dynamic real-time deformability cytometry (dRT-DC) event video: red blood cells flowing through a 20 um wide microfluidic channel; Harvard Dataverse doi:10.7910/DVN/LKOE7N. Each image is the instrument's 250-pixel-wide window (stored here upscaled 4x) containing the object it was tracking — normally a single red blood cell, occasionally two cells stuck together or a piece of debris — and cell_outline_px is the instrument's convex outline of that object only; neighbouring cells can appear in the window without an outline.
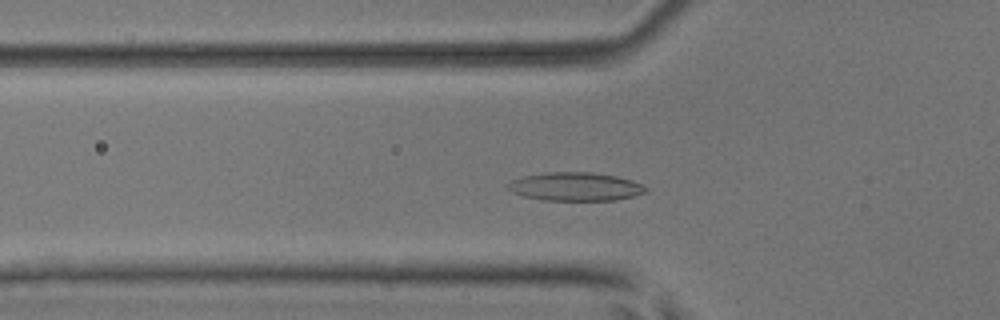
{"species": "common noctule bat (a hibernating species)", "species_latin": "Nyctalus noctula", "temperature_condition": "room temperature", "stored_images_in_passage": 39, "camera_frame_rate_fps": 3000, "um_per_image_px": 0.085, "animal": {"sex": "male", "body_mass_g": 17.9, "forearm_length_mm": 54.2}, "frame": {"image": 1, "passage_image": 4, "time_ms": 1.0, "image_size_px": [1000, 320], "cell_outline_px": [[648, 192], [632, 196], [612, 200], [544, 200], [524, 196], [512, 192], [508, 188], [508, 184], [512, 180], [524, 176], [544, 172], [592, 172], [616, 176], [632, 180], [648, 188]], "centroid_in_image_um": [48.91, 15.85], "position_along_channel_um": 76.9, "area_um2": 22.72}}
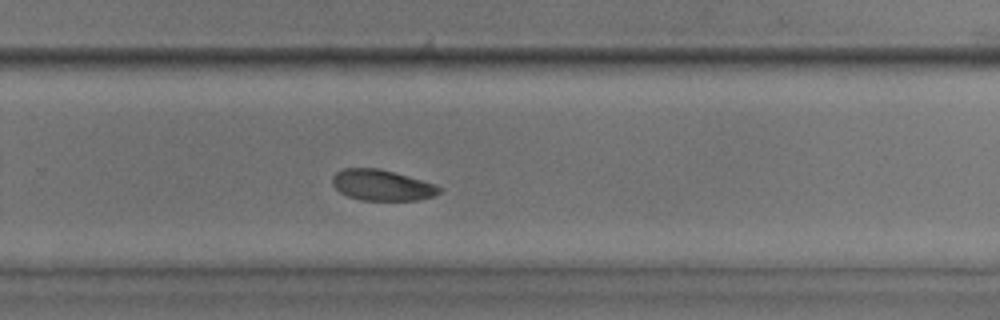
{"frame": {"image": 2, "passage_image": 21, "time_ms": 6.667, "image_size_px": [1000, 320], "cell_outline_px": [[440, 192], [432, 196], [416, 200], [360, 200], [348, 196], [340, 192], [332, 184], [332, 176], [336, 172], [344, 168], [376, 168], [392, 172], [436, 184], [440, 188]], "centroid_in_image_um": [32.42, 15.74], "position_along_channel_um": 297.4, "area_um2": 18.96}}
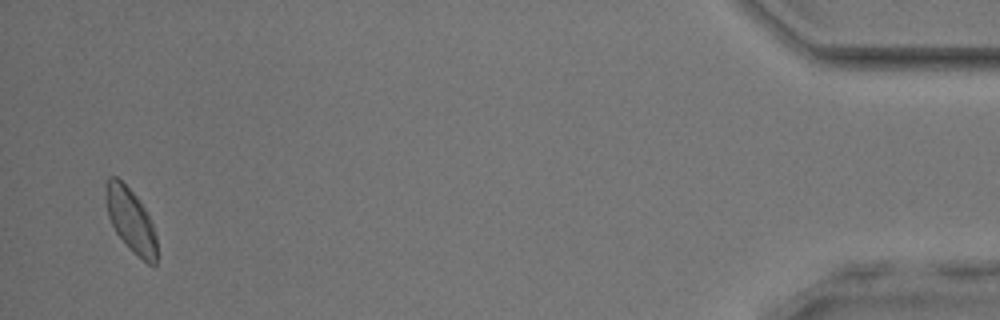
{"frame": {"image": 3, "passage_image": 37, "time_ms": 12.0, "image_size_px": [1000, 320], "cell_outline_px": [[156, 264], [148, 264], [132, 252], [124, 244], [116, 232], [108, 216], [104, 196], [108, 176], [116, 176], [136, 196], [144, 208], [152, 224], [156, 236]], "centroid_in_image_um": [11.09, 18.73], "position_along_channel_um": 424.1, "area_um2": 18.84}, "authors_computed_cell_mechanics": {"area_um2": 19.652, "velocity_mm_per_s": 3.9046, "shape_relaxation_time_tau1_ms": 5.1215, "shape_relaxation_time_tau2_ms": 5.5477, "deformation_change_tau1": 0.1126, "deformation_change_tau2": 0.0777}}